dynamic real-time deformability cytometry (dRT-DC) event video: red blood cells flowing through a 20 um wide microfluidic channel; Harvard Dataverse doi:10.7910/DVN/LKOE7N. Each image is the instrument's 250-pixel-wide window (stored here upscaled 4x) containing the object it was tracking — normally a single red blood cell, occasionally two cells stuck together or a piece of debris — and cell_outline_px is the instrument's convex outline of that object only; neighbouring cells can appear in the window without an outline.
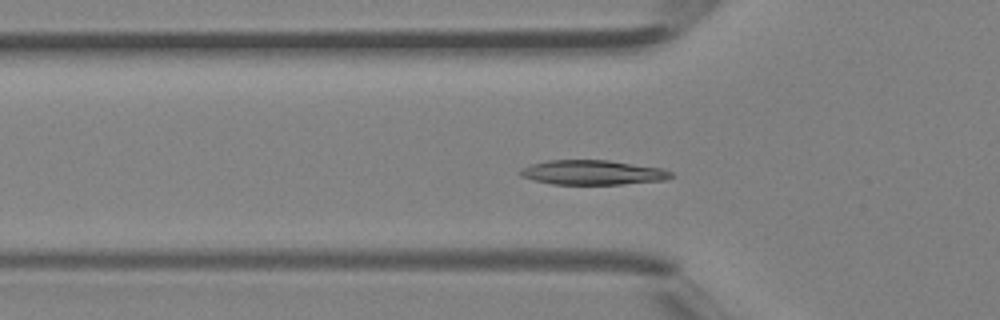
{"species": "Egyptian fruit bat (a non-hibernating species)", "species_latin": "Rousettus aegyptiacus", "temperature_condition": "room temperature", "stored_images_in_passage": 39, "camera_frame_rate_fps": 3000, "um_per_image_px": 0.085, "animal": {"sex": "female"}, "frame": {"image": 1, "passage_image": 12, "time_ms": 3.667, "image_size_px": [1000, 320], "cell_outline_px": [[672, 176], [664, 180], [620, 184], [552, 184], [532, 180], [520, 176], [516, 172], [520, 168], [532, 164], [548, 160], [608, 160], [664, 168], [672, 172]], "centroid_in_image_um": [50.32, 14.65], "position_along_channel_um": 75.5, "area_um2": 21.73}}
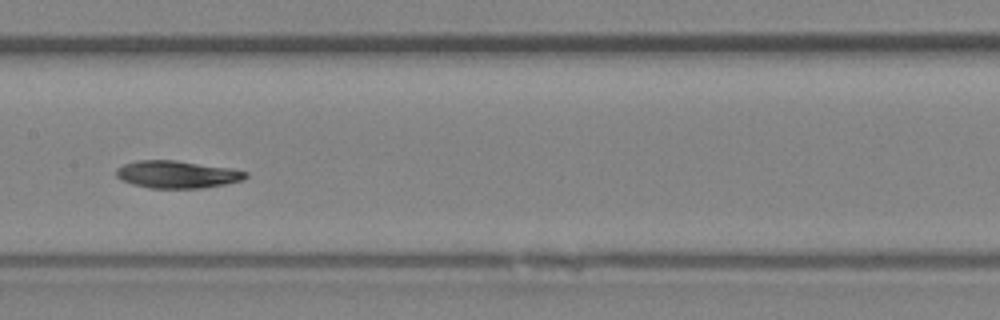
{"frame": {"image": 2, "passage_image": 19, "time_ms": 6.0, "image_size_px": [1000, 320], "cell_outline_px": [[248, 176], [244, 180], [224, 184], [200, 188], [148, 188], [132, 184], [116, 176], [116, 168], [124, 164], [136, 160], [176, 160], [232, 168], [248, 172]], "centroid_in_image_um": [15.07, 14.82], "position_along_channel_um": 192.3, "area_um2": 20.75}}
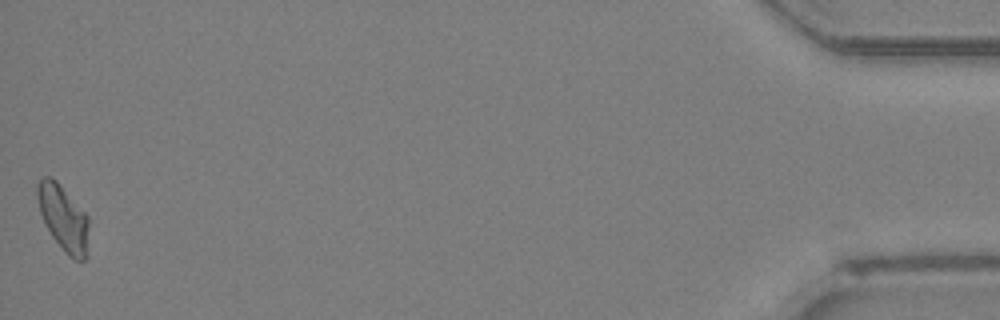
{"frame": {"image": 3, "passage_image": 39, "time_ms": 12.667, "image_size_px": [1000, 320], "cell_outline_px": [[88, 256], [84, 260], [76, 260], [68, 256], [64, 252], [52, 236], [40, 212], [36, 196], [36, 184], [44, 176], [52, 176], [60, 184], [88, 216]], "centroid_in_image_um": [5.39, 18.53], "position_along_channel_um": 429.8, "area_um2": 19.77}}